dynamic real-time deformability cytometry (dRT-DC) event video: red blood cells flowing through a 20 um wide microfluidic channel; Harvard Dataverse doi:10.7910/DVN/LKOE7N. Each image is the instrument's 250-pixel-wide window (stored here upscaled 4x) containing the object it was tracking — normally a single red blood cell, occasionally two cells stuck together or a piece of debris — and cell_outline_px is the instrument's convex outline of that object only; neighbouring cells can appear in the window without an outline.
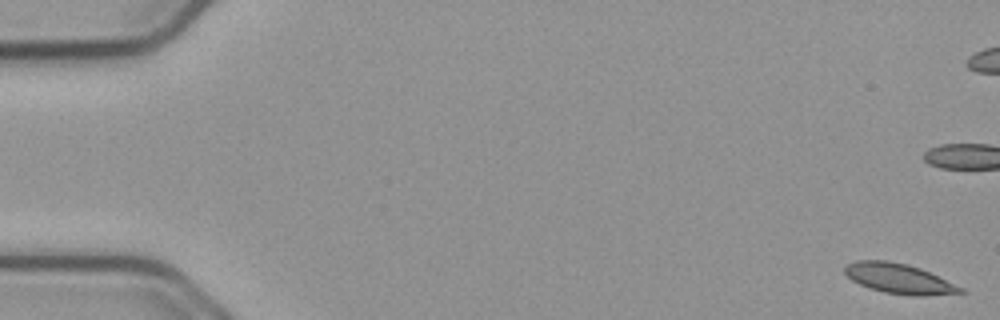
{"species": "common noctule bat (a hibernating species)", "species_latin": "Nyctalus noctula", "temperature_condition": "cold", "stored_images_in_passage": 16, "camera_frame_rate_fps": 3000, "um_per_image_px": 0.085, "animal": {"sex": "male", "body_mass_g": 23.1, "forearm_length_mm": 52.7}, "frame": {"image": 1, "passage_image": 1, "time_ms": 0.0, "image_size_px": [1000, 320], "cell_outline_px": [[968, 292], [924, 296], [912, 296], [884, 292], [868, 288], [852, 280], [844, 272], [844, 268], [848, 264], [856, 260], [888, 260], [920, 268], [964, 288]], "centroid_in_image_um": [76.43, 23.69], "position_along_channel_um": 8.6, "area_um2": 20.17}}